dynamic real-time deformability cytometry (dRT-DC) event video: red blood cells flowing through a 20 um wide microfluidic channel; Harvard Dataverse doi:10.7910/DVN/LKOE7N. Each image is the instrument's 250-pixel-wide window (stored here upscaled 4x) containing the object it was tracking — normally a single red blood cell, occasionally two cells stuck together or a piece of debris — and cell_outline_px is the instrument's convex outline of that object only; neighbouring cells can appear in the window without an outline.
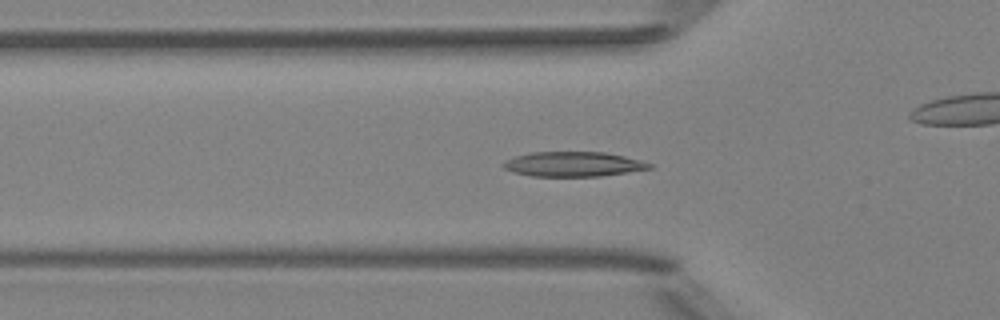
{"species": "Egyptian fruit bat (a non-hibernating species)", "species_latin": "Rousettus aegyptiacus", "temperature_condition": "room temperature", "stored_images_in_passage": 53, "camera_frame_rate_fps": 3000, "um_per_image_px": 0.085, "animal": {"sex": "female"}, "frame": {"image": 1, "passage_image": 18, "time_ms": 5.667, "image_size_px": [1000, 320], "cell_outline_px": [[652, 168], [600, 176], [532, 176], [512, 172], [504, 168], [500, 164], [504, 160], [516, 156], [532, 152], [604, 152], [624, 156], [640, 160], [652, 164]], "centroid_in_image_um": [48.68, 13.95], "position_along_channel_um": 77.1, "area_um2": 21.04}}
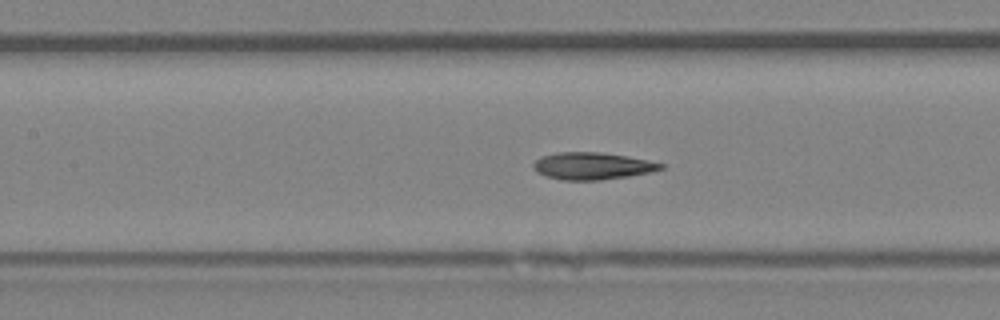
{"frame": {"image": 2, "passage_image": 24, "time_ms": 7.667, "image_size_px": [1000, 320], "cell_outline_px": [[664, 168], [652, 172], [628, 176], [600, 180], [564, 180], [548, 176], [536, 172], [532, 168], [532, 164], [536, 160], [544, 156], [556, 152], [600, 152], [628, 156], [648, 160], [664, 164]], "centroid_in_image_um": [50.36, 14.1], "position_along_channel_um": 157.0, "area_um2": 20.11}}
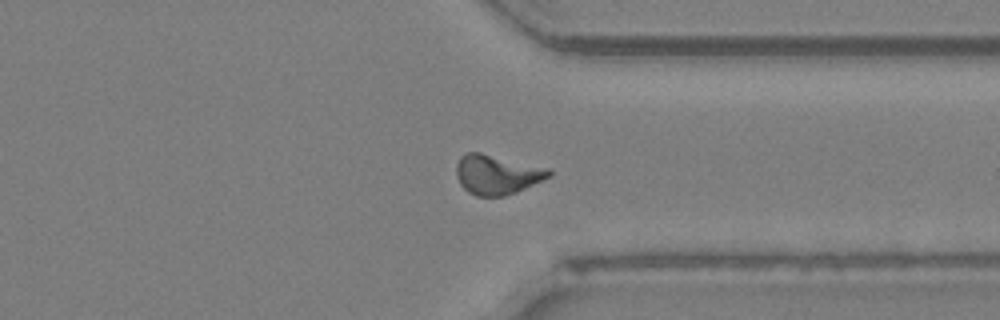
{"frame": {"image": 3, "passage_image": 40, "time_ms": 13.0, "image_size_px": [1000, 320], "cell_outline_px": [[552, 176], [516, 192], [504, 196], [476, 196], [468, 192], [460, 184], [456, 176], [456, 164], [460, 156], [468, 152], [480, 152], [548, 168], [552, 172]], "centroid_in_image_um": [42.22, 14.83], "position_along_channel_um": 369.2, "area_um2": 21.39}, "authors_computed_cell_mechanics": {"area_um2": 20.1722, "velocity_mm_per_s": 3.9867, "shape_relaxation_time_tau1_ms": 6.1278, "shape_relaxation_time_tau2_ms": 2.4547, "deformation_change_tau1": 0.1864, "deformation_change_tau2": 0.1088}}